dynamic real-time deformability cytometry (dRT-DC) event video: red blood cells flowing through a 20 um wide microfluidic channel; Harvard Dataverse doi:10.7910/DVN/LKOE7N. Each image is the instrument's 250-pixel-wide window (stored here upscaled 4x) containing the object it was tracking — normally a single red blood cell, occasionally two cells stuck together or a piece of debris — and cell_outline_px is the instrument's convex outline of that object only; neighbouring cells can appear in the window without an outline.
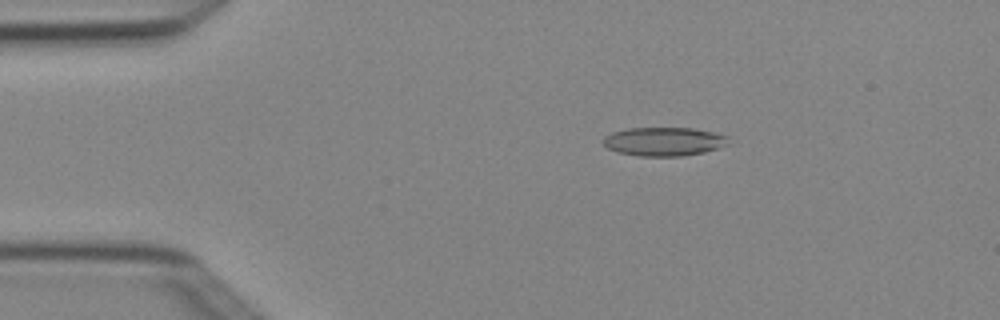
{"species": "Egyptian fruit bat (a non-hibernating species)", "species_latin": "Rousettus aegyptiacus", "temperature_condition": "cold", "stored_images_in_passage": 5, "camera_frame_rate_fps": 3000, "um_per_image_px": 0.085, "animal": {"sex": "female"}, "frame": {"image": 1, "passage_image": 2, "time_ms": 0.333, "image_size_px": [1000, 320], "cell_outline_px": [[728, 144], [704, 152], [680, 156], [640, 156], [616, 152], [608, 148], [604, 144], [604, 136], [612, 132], [628, 128], [692, 128], [712, 132], [728, 136]], "centroid_in_image_um": [56.41, 12.03], "position_along_channel_um": 28.6, "area_um2": 20.81}}
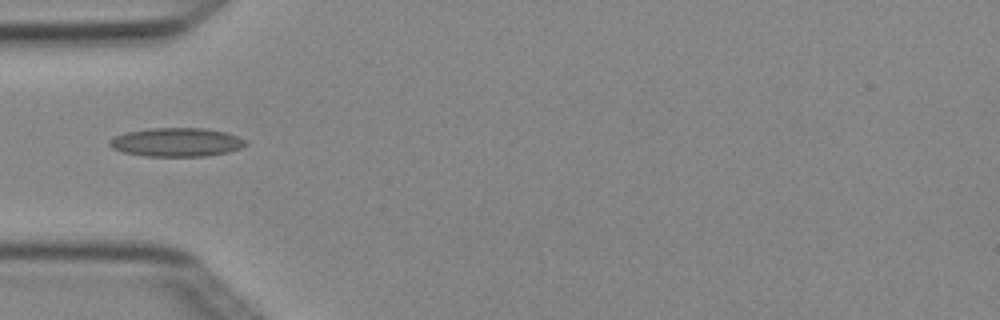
{"frame": {"image": 2, "passage_image": 4, "time_ms": 1.0, "image_size_px": [1000, 320], "cell_outline_px": [[248, 144], [240, 148], [228, 152], [204, 156], [144, 156], [124, 152], [112, 148], [108, 144], [108, 140], [124, 132], [152, 128], [204, 128], [224, 132], [236, 136], [244, 140]], "centroid_in_image_um": [14.97, 12.09], "position_along_channel_um": 70.0, "area_um2": 22.66}}
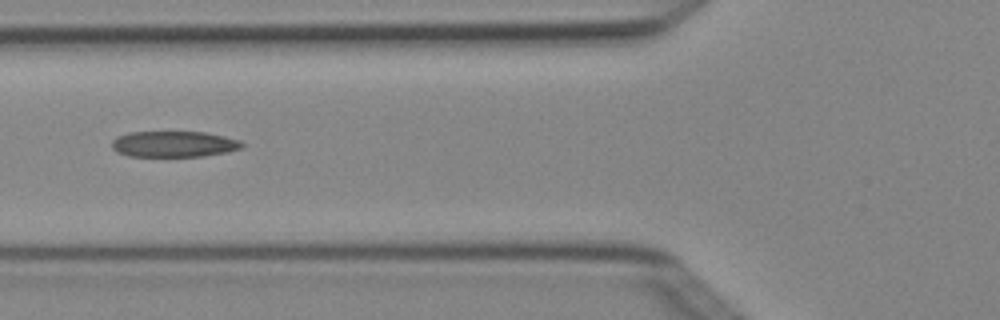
{"frame": {"image": 3, "passage_image": 5, "time_ms": 1.333, "image_size_px": [1000, 320], "cell_outline_px": [[244, 148], [228, 152], [204, 156], [128, 156], [116, 152], [112, 148], [112, 140], [116, 136], [128, 132], [204, 132], [224, 136], [240, 140], [244, 144]], "centroid_in_image_um": [14.78, 12.25], "position_along_channel_um": 111.0, "area_um2": 19.88}}